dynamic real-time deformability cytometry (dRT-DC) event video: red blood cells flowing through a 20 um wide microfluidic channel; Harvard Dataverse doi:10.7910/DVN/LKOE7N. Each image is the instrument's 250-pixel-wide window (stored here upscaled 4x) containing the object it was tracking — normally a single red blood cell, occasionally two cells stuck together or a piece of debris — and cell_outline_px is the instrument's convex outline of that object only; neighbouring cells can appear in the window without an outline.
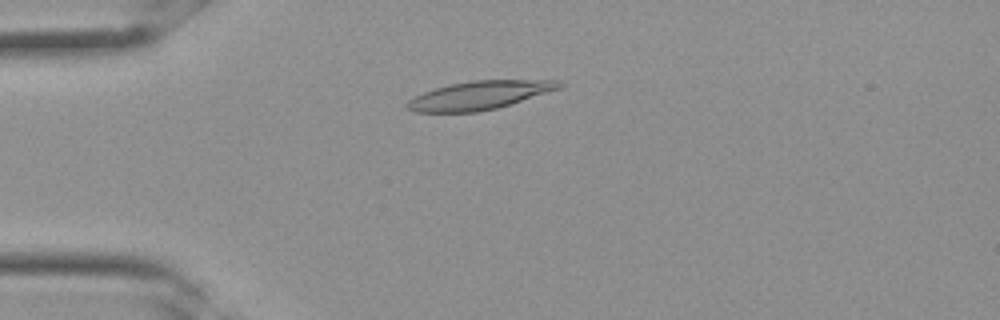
{"species": "Egyptian fruit bat (a non-hibernating species)", "species_latin": "Rousettus aegyptiacus", "temperature_condition": "room temperature", "stored_images_in_passage": 25, "camera_frame_rate_fps": 3000, "um_per_image_px": 0.085, "frame": {"image": 1, "passage_image": 1, "time_ms": 0.0, "image_size_px": [1000, 320], "cell_outline_px": [[564, 84], [560, 88], [512, 104], [496, 108], [476, 112], [416, 112], [404, 108], [404, 104], [408, 100], [424, 92], [436, 88], [452, 84], [472, 80], [560, 80]], "centroid_in_image_um": [40.74, 8.1], "position_along_channel_um": 44.3, "area_um2": 25.14}}
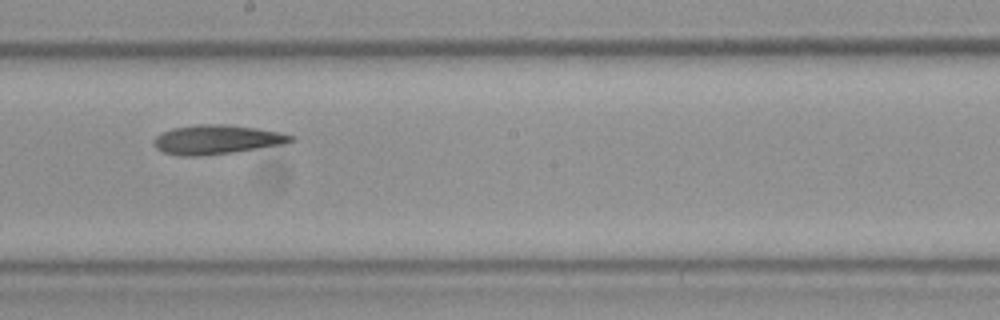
{"frame": {"image": 2, "passage_image": 11, "time_ms": 3.333, "image_size_px": [1000, 320], "cell_outline_px": [[296, 140], [284, 144], [232, 152], [200, 156], [180, 156], [164, 152], [156, 148], [152, 144], [152, 140], [156, 136], [172, 128], [196, 124], [224, 124], [256, 128], [280, 132], [296, 136]], "centroid_in_image_um": [18.42, 11.86], "position_along_channel_um": 229.8, "area_um2": 23.41}}
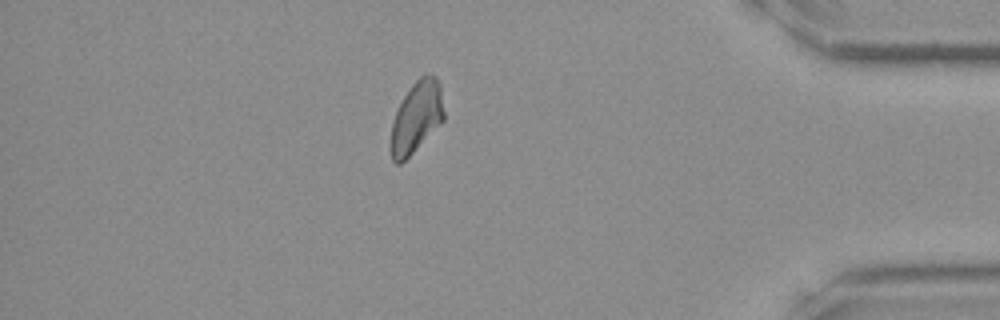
{"frame": {"image": 3, "passage_image": 21, "time_ms": 6.667, "image_size_px": [1000, 320], "cell_outline_px": [[444, 120], [400, 164], [396, 164], [392, 160], [388, 148], [388, 144], [392, 120], [404, 96], [412, 84], [424, 72], [436, 76], [440, 84], [444, 112]], "centroid_in_image_um": [35.36, 9.95], "position_along_channel_um": 399.8, "area_um2": 22.31}}